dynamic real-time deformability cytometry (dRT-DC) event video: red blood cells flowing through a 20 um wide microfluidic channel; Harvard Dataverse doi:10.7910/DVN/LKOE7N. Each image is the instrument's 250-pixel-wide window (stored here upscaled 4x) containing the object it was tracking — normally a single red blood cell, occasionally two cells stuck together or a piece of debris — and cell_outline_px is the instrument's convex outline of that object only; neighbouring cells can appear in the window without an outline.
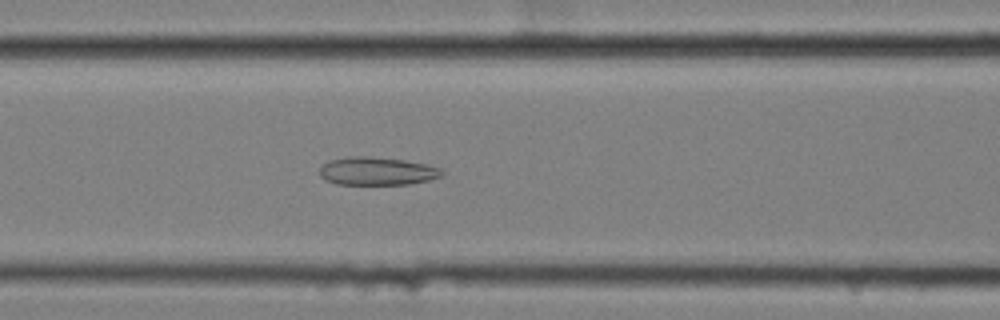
{"species": "common noctule bat (a hibernating species)", "species_latin": "Nyctalus noctula", "temperature_condition": "cold", "stored_images_in_passage": 57, "camera_frame_rate_fps": 3000, "um_per_image_px": 0.085, "animal": {"sex": "female", "body_mass_g": 25.1}, "frame": {"image": 1, "passage_image": 23, "time_ms": 7.333, "image_size_px": [1000, 320], "cell_outline_px": [[444, 172], [440, 176], [428, 180], [408, 184], [336, 184], [324, 180], [320, 176], [320, 168], [328, 160], [348, 156], [368, 156], [404, 160], [428, 164], [440, 168]], "centroid_in_image_um": [32.02, 14.54], "position_along_channel_um": 134.6, "area_um2": 20.06}}
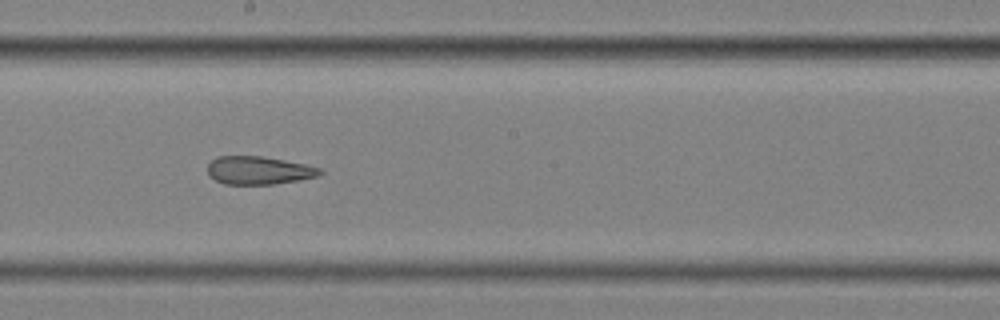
{"frame": {"image": 2, "passage_image": 31, "time_ms": 10.0, "image_size_px": [1000, 320], "cell_outline_px": [[324, 172], [316, 176], [300, 180], [272, 184], [224, 184], [208, 176], [208, 164], [216, 156], [260, 156], [284, 160], [304, 164], [320, 168]], "centroid_in_image_um": [21.96, 14.48], "position_along_channel_um": 226.2, "area_um2": 18.32}}
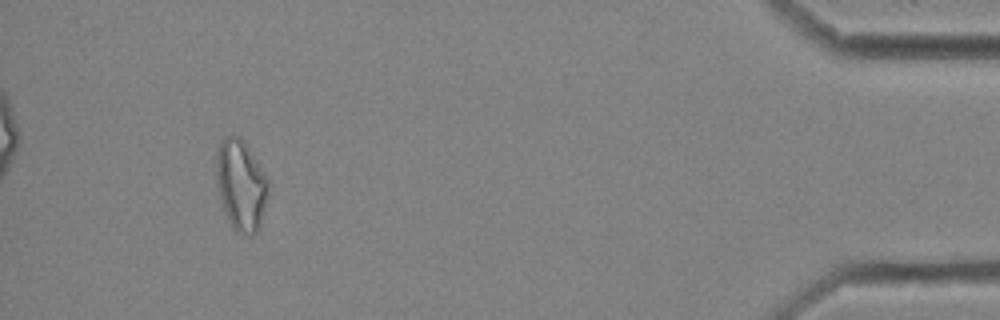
{"frame": {"image": 3, "passage_image": 53, "time_ms": 17.333, "image_size_px": [1000, 320], "cell_outline_px": [[268, 192], [260, 224], [256, 232], [252, 236], [248, 236], [236, 232], [232, 228], [224, 212], [216, 184], [216, 152], [220, 140], [228, 136], [240, 136], [244, 140], [268, 180]], "centroid_in_image_um": [20.45, 15.74], "position_along_channel_um": 414.8, "area_um2": 27.57}, "authors_computed_cell_mechanics": {"area_um2": 23.3512, "velocity_mm_per_s": 3.4523, "shape_relaxation_time_tau1_ms": null, "shape_relaxation_time_tau2_ms": 3.4386, "deformation_change_tau1": null, "deformation_change_tau2": 0.1271}}